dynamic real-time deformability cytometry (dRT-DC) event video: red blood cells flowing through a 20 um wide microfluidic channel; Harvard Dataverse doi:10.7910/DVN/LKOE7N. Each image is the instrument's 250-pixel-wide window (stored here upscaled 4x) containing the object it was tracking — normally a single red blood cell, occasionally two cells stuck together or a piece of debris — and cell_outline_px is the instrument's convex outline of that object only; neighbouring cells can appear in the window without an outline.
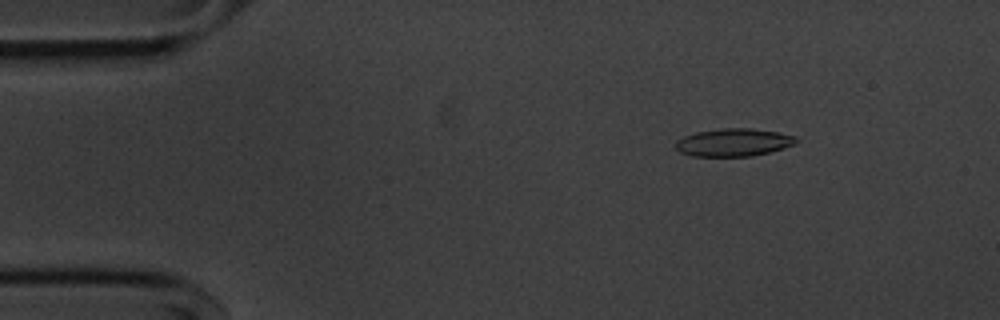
{"species": "common noctule bat (a hibernating species)", "species_latin": "Nyctalus noctula", "temperature_condition": "cold", "stored_images_in_passage": 55, "camera_frame_rate_fps": 3000, "um_per_image_px": 0.085, "animal": {"sex": "male", "body_mass_g": 20.1, "forearm_length_mm": 53.5}, "frame": {"image": 1, "passage_image": 8, "time_ms": 2.333, "image_size_px": [1000, 320], "cell_outline_px": [[796, 144], [768, 152], [752, 156], [692, 156], [680, 152], [676, 148], [676, 140], [684, 136], [696, 132], [724, 128], [752, 128], [776, 132], [796, 136]], "centroid_in_image_um": [62.33, 12.1], "position_along_channel_um": 22.7, "area_um2": 19.36}}
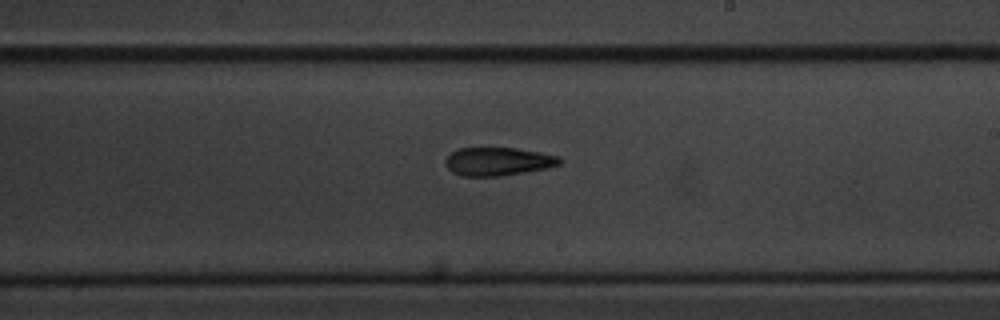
{"frame": {"image": 2, "passage_image": 32, "time_ms": 10.333, "image_size_px": [1000, 320], "cell_outline_px": [[564, 160], [560, 164], [544, 168], [524, 172], [496, 176], [464, 176], [452, 172], [444, 164], [444, 160], [456, 148], [516, 148], [540, 152], [560, 156]], "centroid_in_image_um": [42.32, 13.71], "position_along_channel_um": 246.7, "area_um2": 18.79}}
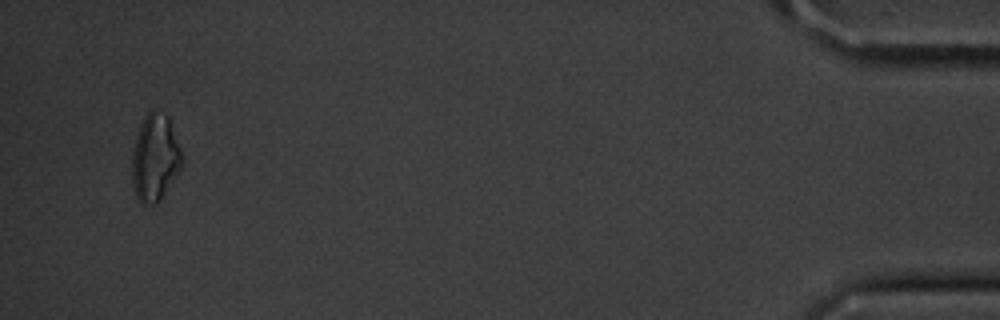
{"frame": {"image": 3, "passage_image": 53, "time_ms": 17.333, "image_size_px": [1000, 320], "cell_outline_px": [[184, 160], [160, 200], [156, 204], [140, 204], [136, 196], [132, 184], [132, 152], [136, 136], [140, 124], [144, 116], [148, 112], [156, 112], [168, 116], [180, 148]], "centroid_in_image_um": [13.15, 13.44], "position_along_channel_um": 422.1, "area_um2": 24.97}, "authors_computed_cell_mechanics": {"area_um2": 19.5364, "velocity_mm_per_s": 3.6572, "shape_relaxation_time_tau1_ms": 7.0786, "shape_relaxation_time_tau2_ms": null, "deformation_change_tau1": 0.1613, "deformation_change_tau2": null}}